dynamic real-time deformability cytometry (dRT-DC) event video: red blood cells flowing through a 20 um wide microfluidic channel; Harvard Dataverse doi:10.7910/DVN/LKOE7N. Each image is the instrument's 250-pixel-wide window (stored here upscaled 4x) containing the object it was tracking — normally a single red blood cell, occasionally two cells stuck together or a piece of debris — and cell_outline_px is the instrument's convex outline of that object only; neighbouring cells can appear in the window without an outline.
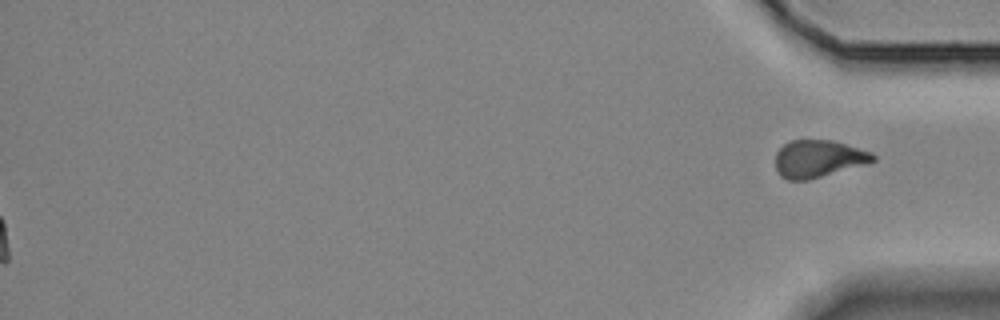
{"species": "Egyptian fruit bat (a non-hibernating species)", "species_latin": "Rousettus aegyptiacus", "temperature_condition": "room temperature", "stored_images_in_passage": 46, "segment_of_instrument_passage": [2, 2], "camera_frame_rate_fps": 3000, "um_per_image_px": 0.085, "animal": {"sex": "female"}, "frame": {"image": 1, "passage_image": 46, "time_ms": 15.0, "image_size_px": [1000, 320], "cell_outline_px": [[876, 160], [868, 164], [808, 180], [788, 180], [780, 176], [776, 168], [776, 152], [784, 144], [792, 140], [832, 140], [872, 152], [876, 156]], "centroid_in_image_um": [69.58, 13.5], "position_along_channel_um": 365.6, "area_um2": 21.33}}